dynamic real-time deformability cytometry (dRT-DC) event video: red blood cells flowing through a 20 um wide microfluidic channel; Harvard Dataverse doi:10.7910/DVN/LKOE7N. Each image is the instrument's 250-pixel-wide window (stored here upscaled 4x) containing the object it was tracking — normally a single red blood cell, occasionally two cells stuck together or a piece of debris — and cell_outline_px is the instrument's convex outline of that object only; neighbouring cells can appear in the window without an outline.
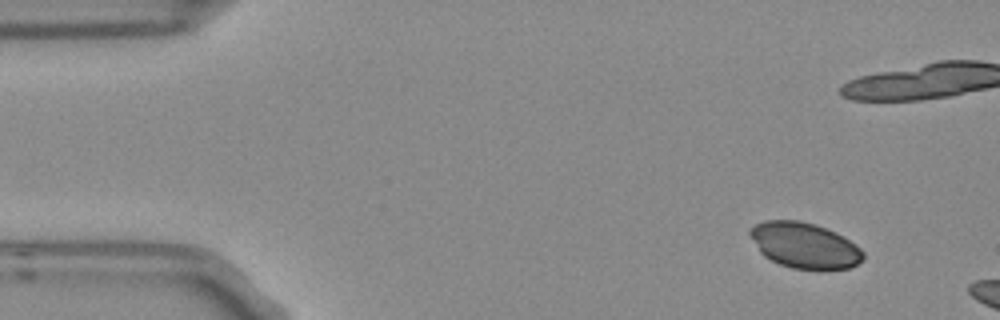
{"species": "Egyptian fruit bat (a non-hibernating species)", "species_latin": "Rousettus aegyptiacus", "temperature_condition": "room temperature", "stored_images_in_passage": 4, "camera_frame_rate_fps": 3000, "um_per_image_px": 0.085, "frame": {"image": 1, "passage_image": 1, "time_ms": 0.0, "image_size_px": [1000, 320], "cell_outline_px": [[864, 260], [848, 268], [792, 268], [780, 264], [764, 256], [760, 252], [748, 232], [756, 224], [764, 220], [800, 220], [816, 224], [836, 232], [844, 236], [856, 244], [864, 252]], "centroid_in_image_um": [68.4, 20.83], "position_along_channel_um": 16.6, "area_um2": 29.88}}